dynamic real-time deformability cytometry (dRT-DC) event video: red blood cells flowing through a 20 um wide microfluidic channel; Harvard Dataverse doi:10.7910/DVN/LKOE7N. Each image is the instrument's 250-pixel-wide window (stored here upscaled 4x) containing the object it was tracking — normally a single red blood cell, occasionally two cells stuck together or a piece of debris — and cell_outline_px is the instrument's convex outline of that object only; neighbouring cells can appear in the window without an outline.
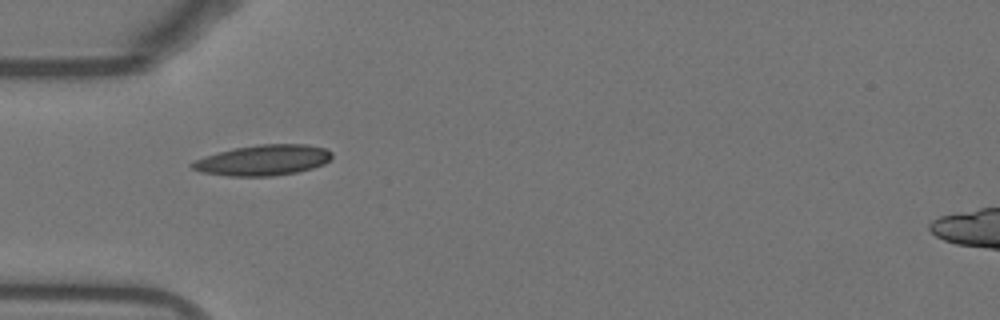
{"species": "Egyptian fruit bat (a non-hibernating species)", "species_latin": "Rousettus aegyptiacus", "temperature_condition": "warm", "stored_images_in_passage": 37, "camera_frame_rate_fps": 3000, "um_per_image_px": 0.085, "animal": {"sex": "female"}, "frame": {"image": 1, "passage_image": 1, "time_ms": 0.0, "image_size_px": [1000, 320], "cell_outline_px": [[332, 156], [324, 164], [312, 168], [296, 172], [272, 176], [228, 176], [200, 172], [192, 168], [188, 164], [204, 156], [232, 148], [260, 144], [304, 144], [324, 148], [332, 152]], "centroid_in_image_um": [22.33, 13.61], "position_along_channel_um": 62.7, "area_um2": 24.91}}
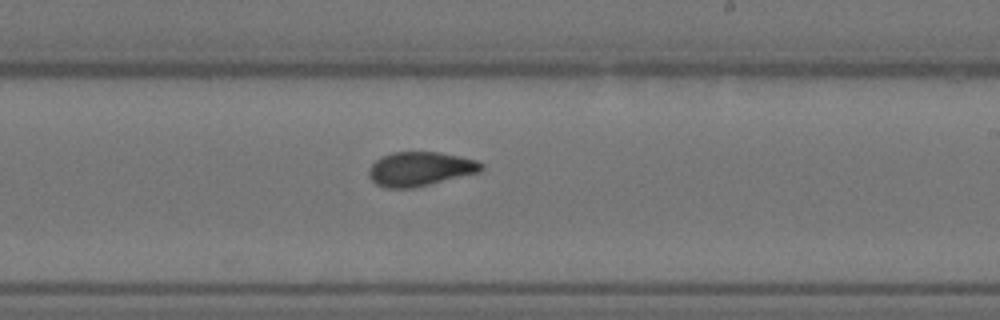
{"frame": {"image": 2, "passage_image": 16, "time_ms": 5.0, "image_size_px": [1000, 320], "cell_outline_px": [[484, 168], [480, 172], [412, 188], [384, 188], [376, 184], [368, 176], [368, 168], [380, 156], [392, 152], [440, 152], [460, 156], [476, 160], [484, 164]], "centroid_in_image_um": [35.69, 14.35], "position_along_channel_um": 253.3, "area_um2": 22.54}}
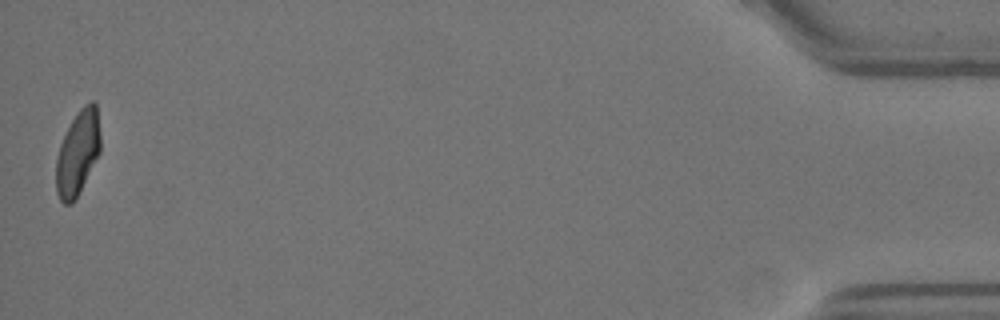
{"frame": {"image": 3, "passage_image": 37, "time_ms": 12.0, "image_size_px": [1000, 320], "cell_outline_px": [[100, 152], [72, 204], [64, 204], [60, 200], [56, 192], [56, 160], [60, 144], [72, 120], [80, 108], [84, 104], [92, 100], [96, 104], [100, 132]], "centroid_in_image_um": [6.6, 12.98], "position_along_channel_um": 428.6, "area_um2": 21.56}, "authors_computed_cell_mechanics": {"area_um2": 22.542, "velocity_mm_per_s": 3.8415, "shape_relaxation_time_tau1_ms": 5.9343, "shape_relaxation_time_tau2_ms": 1.9891, "deformation_change_tau1": 0.1819, "deformation_change_tau2": 0.0762}}